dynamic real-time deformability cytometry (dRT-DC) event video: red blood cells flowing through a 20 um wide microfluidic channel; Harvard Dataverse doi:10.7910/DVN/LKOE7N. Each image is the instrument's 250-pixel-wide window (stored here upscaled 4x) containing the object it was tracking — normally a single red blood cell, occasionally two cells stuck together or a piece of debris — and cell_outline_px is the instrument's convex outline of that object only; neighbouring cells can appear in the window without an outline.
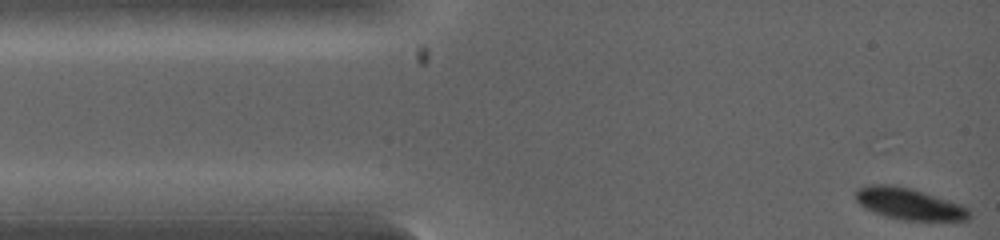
{"species": "common noctule bat (a hibernating species)", "species_latin": "Nyctalus noctula", "temperature_condition": "warm", "stored_images_in_passage": 35, "camera_frame_rate_fps": 5000, "um_per_image_px": 0.085, "animal": {"sex": "female", "body_mass_g": 19.0, "forearm_length_mm": 53.3}, "frame": {"image": 1, "passage_image": 1, "time_ms": 0.0, "image_size_px": [1000, 240], "cell_outline_px": [[972, 216], [968, 220], [900, 220], [864, 208], [856, 200], [856, 192], [860, 188], [872, 184], [888, 184], [908, 188], [948, 200], [960, 204], [968, 208]], "centroid_in_image_um": [77.29, 17.34], "position_along_channel_um": 7.7, "area_um2": 20.46}}
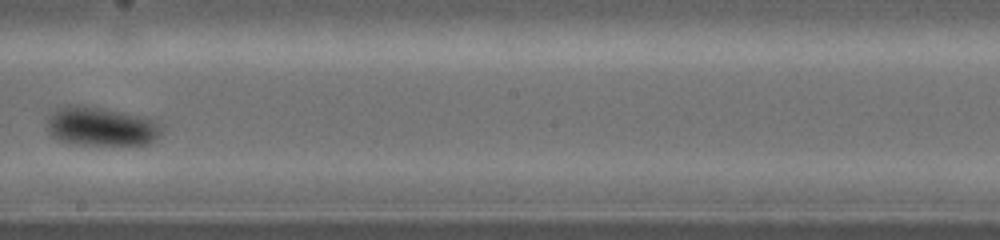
{"frame": {"image": 2, "passage_image": 21, "time_ms": 5.2, "image_size_px": [1000, 240], "cell_outline_px": [[160, 136], [156, 140], [148, 144], [68, 144], [52, 136], [48, 132], [48, 116], [56, 108], [68, 104], [84, 104], [120, 112], [152, 120], [160, 128]], "centroid_in_image_um": [8.5, 10.74], "position_along_channel_um": 239.7, "area_um2": 25.72}}
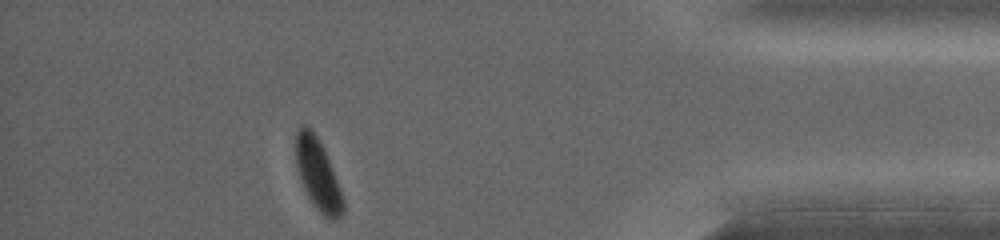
{"frame": {"image": 3, "passage_image": 35, "time_ms": 8.8, "image_size_px": [1000, 240], "cell_outline_px": [[344, 212], [336, 220], [332, 220], [324, 216], [320, 212], [304, 188], [296, 164], [296, 132], [304, 124], [316, 136], [324, 148], [344, 200]], "centroid_in_image_um": [27.03, 14.84], "position_along_channel_um": 408.2, "area_um2": 18.9}}